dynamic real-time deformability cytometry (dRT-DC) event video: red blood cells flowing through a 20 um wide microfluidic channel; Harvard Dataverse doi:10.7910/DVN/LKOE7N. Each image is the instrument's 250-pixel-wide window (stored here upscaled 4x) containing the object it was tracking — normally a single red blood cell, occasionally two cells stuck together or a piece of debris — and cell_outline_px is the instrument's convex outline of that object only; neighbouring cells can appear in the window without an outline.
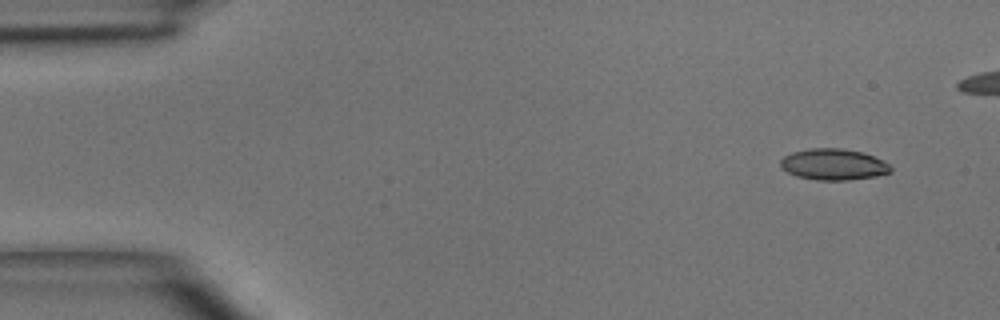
{"species": "common noctule bat (a hibernating species)", "species_latin": "Nyctalus noctula", "temperature_condition": "room temperature", "stored_images_in_passage": 5, "camera_frame_rate_fps": 3000, "um_per_image_px": 0.085, "animal": {"sex": "male", "body_mass_g": 15.6}, "frame": {"image": 1, "passage_image": 1, "time_ms": 0.0, "image_size_px": [1000, 320], "cell_outline_px": [[892, 172], [876, 176], [848, 180], [816, 180], [796, 176], [780, 168], [780, 160], [784, 156], [792, 152], [808, 148], [840, 148], [864, 152], [884, 160], [892, 168]], "centroid_in_image_um": [70.85, 13.97], "position_along_channel_um": 14.2, "area_um2": 20.29}}